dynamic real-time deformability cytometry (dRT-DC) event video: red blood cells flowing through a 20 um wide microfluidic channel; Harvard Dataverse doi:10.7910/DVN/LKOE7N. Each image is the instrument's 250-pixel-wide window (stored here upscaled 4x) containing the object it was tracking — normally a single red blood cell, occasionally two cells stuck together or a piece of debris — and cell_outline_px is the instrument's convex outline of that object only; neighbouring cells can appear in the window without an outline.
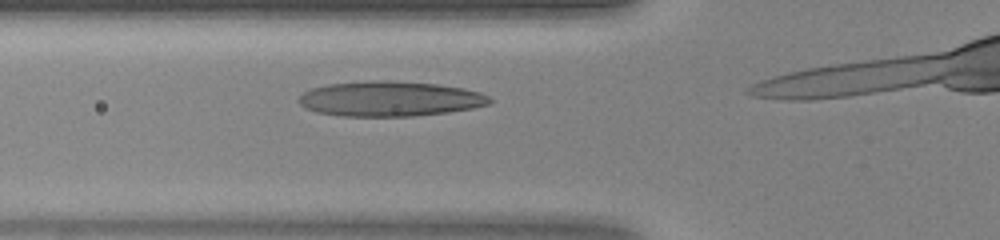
{"species": "human", "species_latin": "Homo sapiens", "temperature_condition": "warm", "stored_images_in_passage": 7, "camera_frame_rate_fps": 3000, "um_per_image_px": 0.085, "donor": {"sex": "female"}, "frame": {"image": 1, "passage_image": 3, "time_ms": 0.667, "image_size_px": [1000, 240], "cell_outline_px": [[492, 100], [488, 104], [472, 108], [448, 112], [416, 116], [344, 116], [316, 112], [304, 108], [296, 100], [304, 92], [312, 88], [328, 84], [368, 80], [388, 80], [436, 84], [464, 88], [480, 92], [488, 96]], "centroid_in_image_um": [33.11, 8.39], "position_along_channel_um": 92.7, "area_um2": 39.13}}